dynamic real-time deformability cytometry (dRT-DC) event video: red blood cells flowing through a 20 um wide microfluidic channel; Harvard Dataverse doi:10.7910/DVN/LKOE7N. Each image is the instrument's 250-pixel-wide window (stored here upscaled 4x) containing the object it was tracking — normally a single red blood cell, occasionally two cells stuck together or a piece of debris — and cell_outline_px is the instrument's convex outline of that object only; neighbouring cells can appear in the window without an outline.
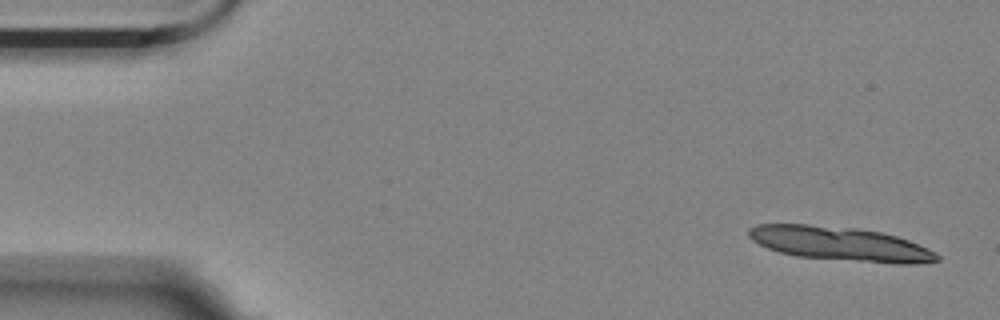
{"species": "Egyptian fruit bat (a non-hibernating species)", "species_latin": "Rousettus aegyptiacus", "temperature_condition": "room temperature", "stored_images_in_passage": 5, "camera_frame_rate_fps": 3000, "um_per_image_px": 0.085, "animal": {"sex": "female"}, "frame": {"image": 1, "passage_image": 1, "time_ms": 0.0, "image_size_px": [1000, 320], "cell_outline_px": [[940, 260], [916, 264], [892, 264], [796, 256], [780, 252], [768, 248], [752, 240], [748, 236], [748, 228], [756, 224], [808, 224], [860, 228], [880, 232], [896, 236], [908, 240], [928, 248], [936, 252], [940, 256]], "centroid_in_image_um": [71.44, 20.72], "position_along_channel_um": 13.6, "area_um2": 37.57}}